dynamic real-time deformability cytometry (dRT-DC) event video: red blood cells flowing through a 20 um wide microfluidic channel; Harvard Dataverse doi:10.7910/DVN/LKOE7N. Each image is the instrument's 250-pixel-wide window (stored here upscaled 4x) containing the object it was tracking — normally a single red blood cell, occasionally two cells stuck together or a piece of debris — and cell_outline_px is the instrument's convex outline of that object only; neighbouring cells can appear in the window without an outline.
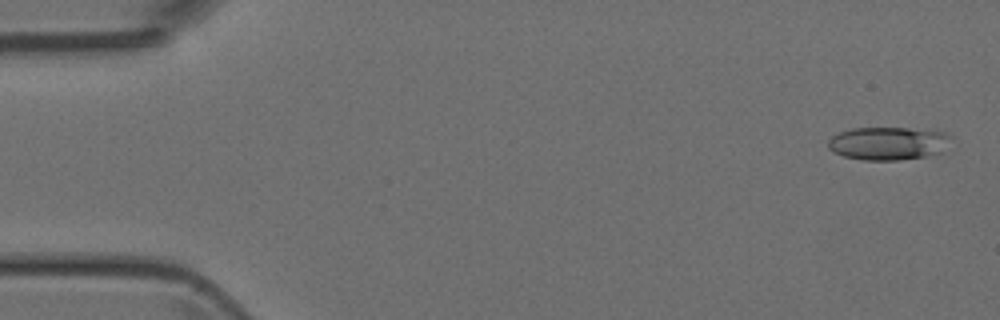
{"species": "Egyptian fruit bat (a non-hibernating species)", "species_latin": "Rousettus aegyptiacus", "temperature_condition": "room temperature", "stored_images_in_passage": 4, "camera_frame_rate_fps": 3000, "um_per_image_px": 0.085, "animal": {"sex": "female"}, "frame": {"image": 1, "passage_image": 1, "time_ms": 0.0, "image_size_px": [1000, 320], "cell_outline_px": [[952, 136], [940, 152], [924, 156], [896, 160], [864, 160], [844, 156], [828, 148], [828, 140], [832, 136], [840, 132], [852, 128], [928, 128], [944, 132]], "centroid_in_image_um": [75.49, 12.16], "position_along_channel_um": 9.5, "area_um2": 23.58}}